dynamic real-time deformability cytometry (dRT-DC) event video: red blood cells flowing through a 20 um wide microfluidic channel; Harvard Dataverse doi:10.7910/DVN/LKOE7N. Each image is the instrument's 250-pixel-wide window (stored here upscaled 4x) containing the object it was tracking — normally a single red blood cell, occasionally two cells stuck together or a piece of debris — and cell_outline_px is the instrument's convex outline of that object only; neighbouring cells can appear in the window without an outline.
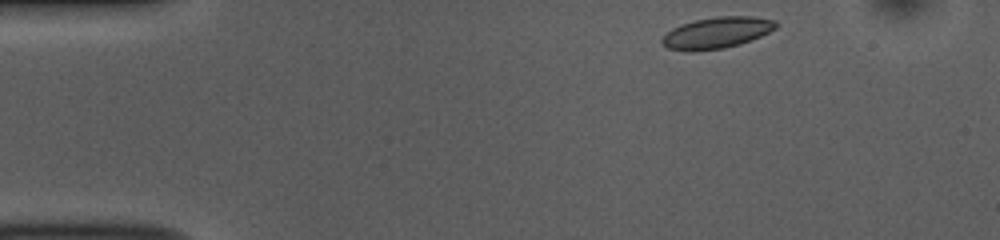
{"species": "common noctule bat (a hibernating species)", "species_latin": "Nyctalus noctula", "temperature_condition": "room temperature", "stored_images_in_passage": 46, "camera_frame_rate_fps": 3000, "um_per_image_px": 0.085, "animal": {"sex": "female", "body_mass_g": 10.0, "forearm_length_mm": 53.1}, "frame": {"image": 1, "passage_image": 1, "time_ms": 0.0, "image_size_px": [1000, 240], "cell_outline_px": [[776, 28], [760, 36], [740, 44], [724, 48], [692, 52], [688, 52], [668, 48], [660, 44], [660, 40], [672, 28], [680, 24], [696, 20], [716, 16], [752, 16], [776, 20]], "centroid_in_image_um": [60.88, 2.79], "position_along_channel_um": 24.1, "area_um2": 20.87}}
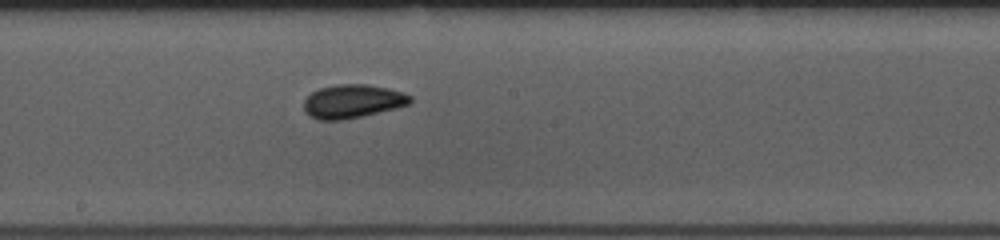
{"frame": {"image": 2, "passage_image": 22, "time_ms": 7.0, "image_size_px": [1000, 240], "cell_outline_px": [[412, 100], [408, 104], [396, 108], [364, 116], [344, 120], [320, 120], [308, 116], [304, 112], [304, 100], [312, 92], [320, 88], [336, 84], [368, 84], [388, 88], [404, 92], [412, 96]], "centroid_in_image_um": [29.97, 8.61], "position_along_channel_um": 218.2, "area_um2": 21.04}}
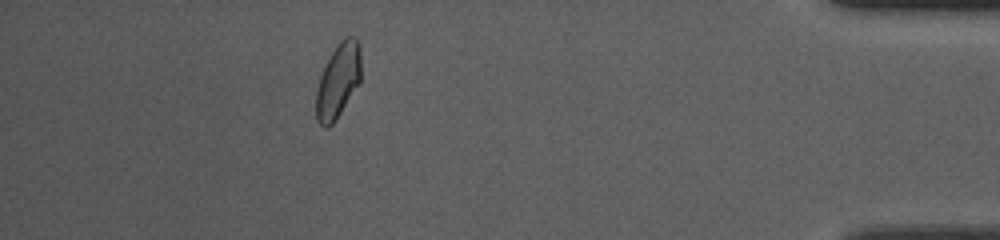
{"frame": {"image": 3, "passage_image": 41, "time_ms": 13.333, "image_size_px": [1000, 240], "cell_outline_px": [[360, 84], [332, 124], [328, 128], [324, 128], [316, 120], [316, 88], [320, 76], [336, 44], [344, 36], [356, 36], [360, 44]], "centroid_in_image_um": [28.75, 6.84], "position_along_channel_um": 406.5, "area_um2": 19.65}, "authors_computed_cell_mechanics": {"area_um2": 20.2011, "velocity_mm_per_s": 3.7609, "shape_relaxation_time_tau1_ms": 2.4682, "shape_relaxation_time_tau2_ms": 1.6444, "deformation_change_tau1": 0.0733, "deformation_change_tau2": 0.0509}}